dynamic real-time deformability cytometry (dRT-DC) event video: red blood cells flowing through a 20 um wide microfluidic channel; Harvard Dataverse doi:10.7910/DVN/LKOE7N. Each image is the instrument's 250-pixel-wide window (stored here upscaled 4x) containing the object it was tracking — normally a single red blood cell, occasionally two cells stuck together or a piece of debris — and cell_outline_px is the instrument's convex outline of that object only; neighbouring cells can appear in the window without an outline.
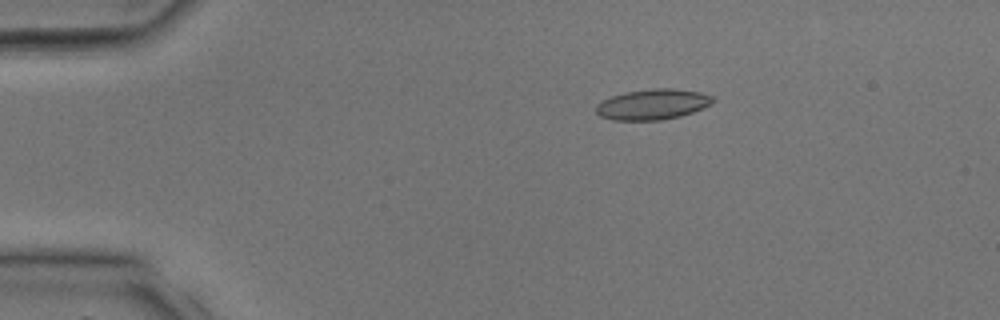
{"species": "common noctule bat (a hibernating species)", "species_latin": "Nyctalus noctula", "temperature_condition": "room temperature", "stored_images_in_passage": 28, "camera_frame_rate_fps": 3000, "um_per_image_px": 0.085, "animal": {"sex": "male", "body_mass_g": 17.9, "forearm_length_mm": 54.2}, "frame": {"image": 1, "passage_image": 1, "time_ms": 0.0, "image_size_px": [1000, 320], "cell_outline_px": [[716, 100], [712, 104], [704, 108], [680, 116], [660, 120], [612, 120], [600, 116], [596, 112], [596, 104], [612, 96], [624, 92], [656, 88], [672, 88], [700, 92], [712, 96]], "centroid_in_image_um": [55.49, 8.87], "position_along_channel_um": 29.5, "area_um2": 20.81}}
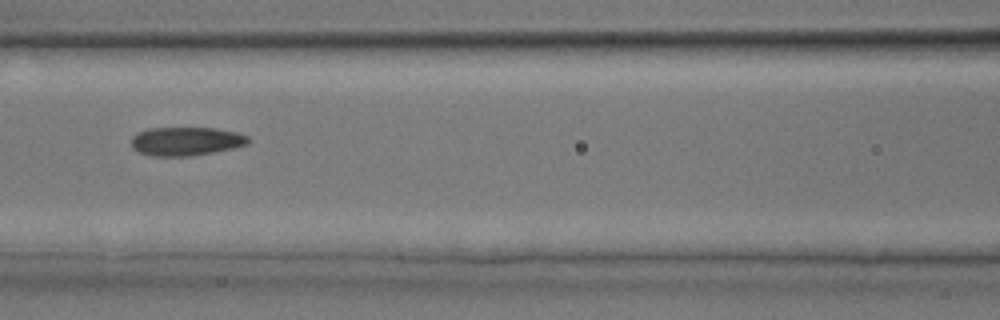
{"frame": {"image": 2, "passage_image": 10, "time_ms": 3.0, "image_size_px": [1000, 320], "cell_outline_px": [[252, 140], [248, 144], [232, 148], [192, 156], [152, 156], [140, 152], [132, 148], [132, 136], [148, 128], [216, 128], [236, 132], [248, 136]], "centroid_in_image_um": [15.83, 12.0], "position_along_channel_um": 150.8, "area_um2": 19.48}}
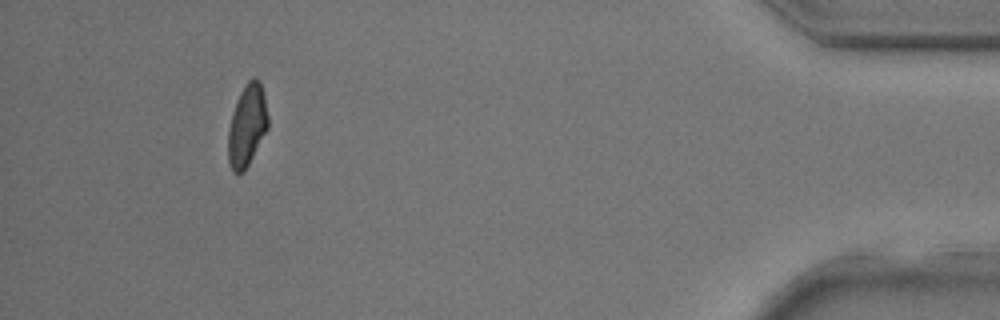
{"frame": {"image": 3, "passage_image": 26, "time_ms": 8.333, "image_size_px": [1000, 320], "cell_outline_px": [[268, 128], [244, 172], [232, 172], [228, 160], [228, 128], [232, 112], [240, 92], [244, 84], [252, 76], [256, 76], [260, 80], [264, 96], [268, 116]], "centroid_in_image_um": [20.99, 10.63], "position_along_channel_um": 414.2, "area_um2": 19.13}}